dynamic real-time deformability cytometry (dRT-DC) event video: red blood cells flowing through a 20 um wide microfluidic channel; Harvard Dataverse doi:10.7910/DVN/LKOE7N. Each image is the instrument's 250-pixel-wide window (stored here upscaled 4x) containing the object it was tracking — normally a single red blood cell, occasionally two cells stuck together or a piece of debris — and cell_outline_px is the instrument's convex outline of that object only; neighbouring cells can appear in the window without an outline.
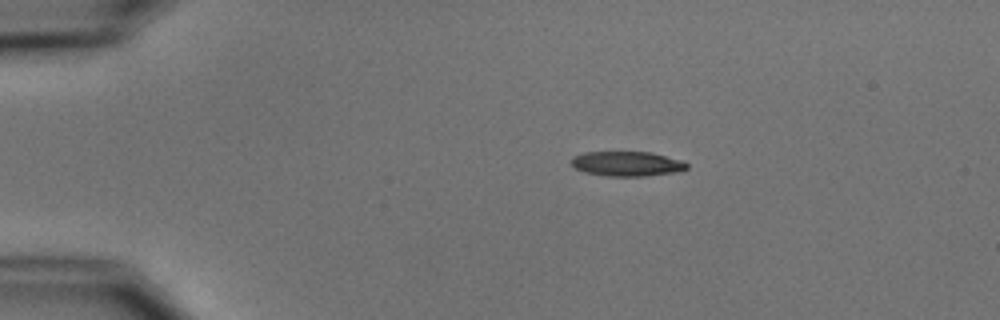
{"species": "common noctule bat (a hibernating species)", "species_latin": "Nyctalus noctula", "temperature_condition": "cold", "stored_images_in_passage": 7, "camera_frame_rate_fps": 3000, "um_per_image_px": 0.085, "animal": {"sex": "male", "body_mass_g": 15.6}, "frame": {"image": 1, "passage_image": 7, "time_ms": 7.0, "image_size_px": [1000, 320], "cell_outline_px": [[688, 168], [680, 172], [644, 176], [608, 176], [584, 172], [576, 168], [572, 164], [572, 156], [584, 152], [652, 152], [684, 160], [688, 164]], "centroid_in_image_um": [53.36, 13.92], "position_along_channel_um": 31.6, "area_um2": 16.88}}